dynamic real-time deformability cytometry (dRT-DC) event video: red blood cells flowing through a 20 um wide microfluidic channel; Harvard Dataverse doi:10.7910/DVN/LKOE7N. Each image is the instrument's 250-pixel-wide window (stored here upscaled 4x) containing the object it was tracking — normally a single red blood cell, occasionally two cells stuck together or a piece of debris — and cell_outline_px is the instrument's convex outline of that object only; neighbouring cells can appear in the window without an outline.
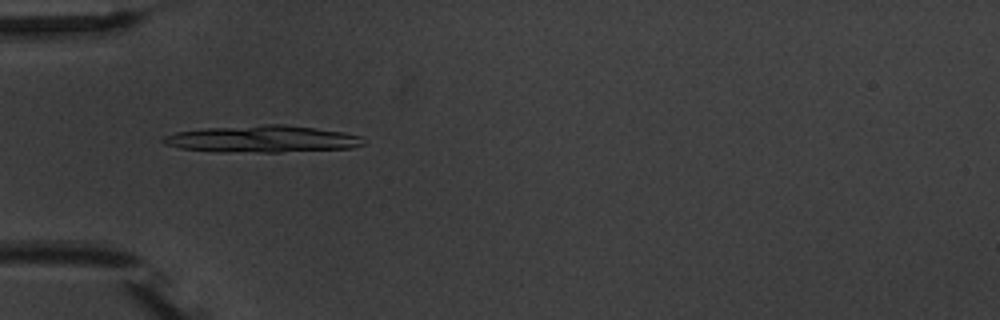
{"species": "common noctule bat (a hibernating species)", "species_latin": "Nyctalus noctula", "temperature_condition": "warm", "stored_images_in_passage": 5, "camera_frame_rate_fps": 3000, "um_per_image_px": 0.085, "animal": {"sex": "male", "body_mass_g": 20.1, "forearm_length_mm": 53.5}, "frame": {"image": 1, "passage_image": 4, "time_ms": 5.0, "image_size_px": [1000, 320], "cell_outline_px": [[364, 144], [352, 148], [280, 152], [220, 152], [180, 148], [164, 144], [160, 140], [164, 136], [176, 132], [204, 128], [264, 124], [284, 124], [344, 132], [364, 136]], "centroid_in_image_um": [22.31, 11.81], "position_along_channel_um": 62.7, "area_um2": 31.62}}